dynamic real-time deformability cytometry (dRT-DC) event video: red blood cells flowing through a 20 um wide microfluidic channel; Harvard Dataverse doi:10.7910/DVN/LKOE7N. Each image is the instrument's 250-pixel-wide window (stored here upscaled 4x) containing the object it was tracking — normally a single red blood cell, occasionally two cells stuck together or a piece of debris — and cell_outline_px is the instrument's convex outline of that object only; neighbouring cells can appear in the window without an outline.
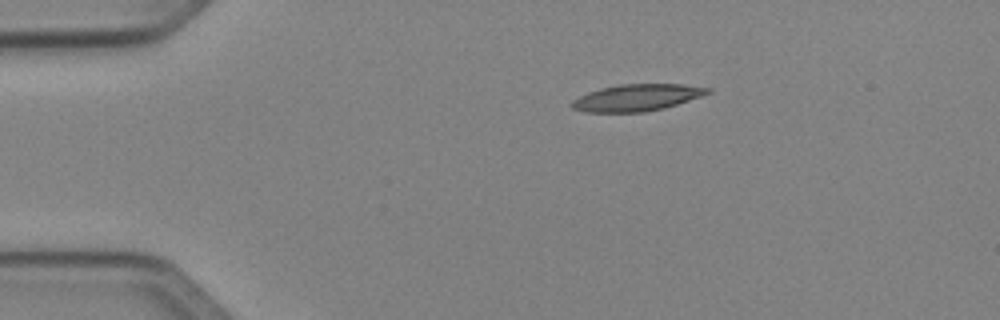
{"species": "Egyptian fruit bat (a non-hibernating species)", "species_latin": "Rousettus aegyptiacus", "temperature_condition": "cold", "stored_images_in_passage": 42, "camera_frame_rate_fps": 3000, "um_per_image_px": 0.085, "animal": {"sex": "female"}, "frame": {"image": 1, "passage_image": 1, "time_ms": 0.0, "image_size_px": [1000, 320], "cell_outline_px": [[712, 92], [664, 108], [644, 112], [584, 112], [572, 108], [568, 104], [572, 100], [588, 92], [600, 88], [620, 84], [680, 84], [712, 88]], "centroid_in_image_um": [54.09, 8.29], "position_along_channel_um": 30.9, "area_um2": 21.15}}
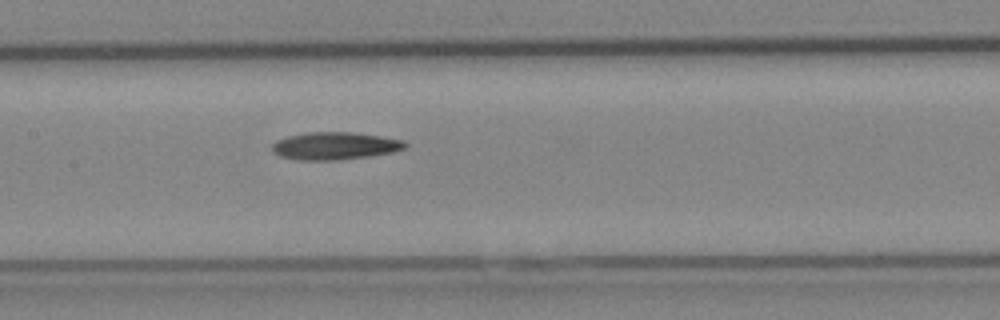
{"frame": {"image": 2, "passage_image": 16, "time_ms": 5.0, "image_size_px": [1000, 320], "cell_outline_px": [[408, 144], [404, 148], [392, 152], [368, 156], [336, 160], [296, 160], [280, 156], [272, 148], [272, 144], [276, 140], [288, 136], [308, 132], [352, 132], [380, 136], [404, 140]], "centroid_in_image_um": [28.46, 12.39], "position_along_channel_um": 178.9, "area_um2": 21.21}}
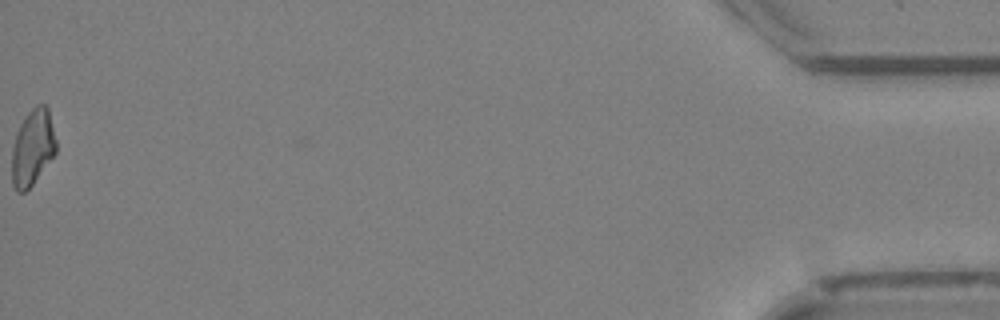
{"frame": {"image": 3, "passage_image": 42, "time_ms": 13.667, "image_size_px": [1000, 320], "cell_outline_px": [[56, 152], [32, 184], [24, 192], [16, 192], [12, 184], [12, 148], [20, 124], [28, 112], [36, 104], [44, 104], [48, 108], [56, 140]], "centroid_in_image_um": [2.76, 12.53], "position_along_channel_um": 432.4, "area_um2": 19.36}}